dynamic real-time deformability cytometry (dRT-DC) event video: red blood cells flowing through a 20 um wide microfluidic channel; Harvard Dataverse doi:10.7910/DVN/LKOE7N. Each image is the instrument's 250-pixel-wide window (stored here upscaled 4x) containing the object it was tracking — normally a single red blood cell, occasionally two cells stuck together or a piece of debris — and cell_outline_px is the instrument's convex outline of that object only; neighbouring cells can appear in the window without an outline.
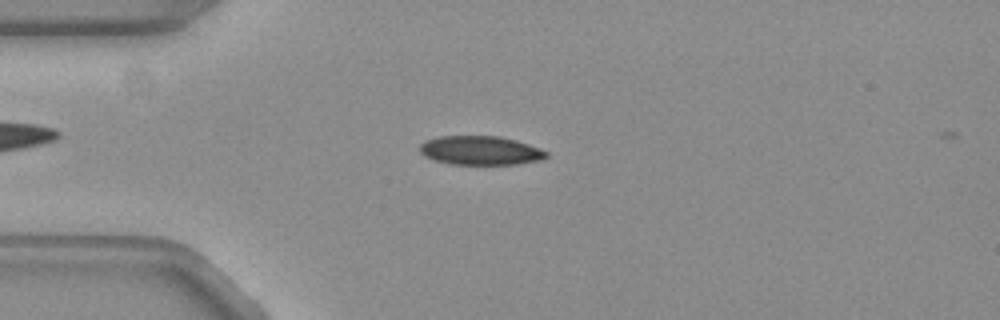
{"species": "common noctule bat (a hibernating species)", "species_latin": "Nyctalus noctula", "temperature_condition": "warm", "stored_images_in_passage": 9, "camera_frame_rate_fps": 3000, "um_per_image_px": 0.085, "animal": {"sex": "female", "body_mass_g": 19.3, "forearm_length_mm": 54.1}, "frame": {"image": 1, "passage_image": 2, "time_ms": 0.333, "image_size_px": [1000, 320], "cell_outline_px": [[548, 156], [540, 160], [516, 164], [448, 164], [432, 160], [424, 156], [420, 152], [420, 144], [424, 140], [440, 136], [500, 136], [516, 140], [540, 148], [548, 152]], "centroid_in_image_um": [40.81, 12.79], "position_along_channel_um": 44.2, "area_um2": 21.5}}